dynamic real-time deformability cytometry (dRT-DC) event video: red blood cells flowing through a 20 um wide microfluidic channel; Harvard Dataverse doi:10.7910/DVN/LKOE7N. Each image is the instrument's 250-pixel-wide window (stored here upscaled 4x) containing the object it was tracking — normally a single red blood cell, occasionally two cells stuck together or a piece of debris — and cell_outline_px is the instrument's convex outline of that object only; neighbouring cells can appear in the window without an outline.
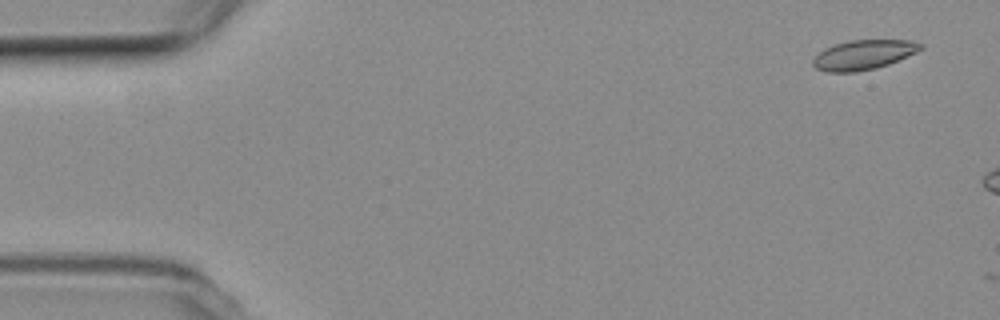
{"species": "common noctule bat (a hibernating species)", "species_latin": "Nyctalus noctula", "temperature_condition": "room temperature", "stored_images_in_passage": 3, "camera_frame_rate_fps": 3000, "um_per_image_px": 0.085, "animal": {"sex": "female", "body_mass_g": 19.3, "forearm_length_mm": 54.1}, "frame": {"image": 1, "passage_image": 1, "time_ms": 0.0, "image_size_px": [1000, 320], "cell_outline_px": [[924, 48], [916, 52], [888, 64], [876, 68], [856, 72], [824, 72], [816, 68], [812, 64], [812, 60], [820, 52], [836, 44], [848, 40], [908, 40], [924, 44]], "centroid_in_image_um": [73.4, 4.66], "position_along_channel_um": 11.6, "area_um2": 18.44}}